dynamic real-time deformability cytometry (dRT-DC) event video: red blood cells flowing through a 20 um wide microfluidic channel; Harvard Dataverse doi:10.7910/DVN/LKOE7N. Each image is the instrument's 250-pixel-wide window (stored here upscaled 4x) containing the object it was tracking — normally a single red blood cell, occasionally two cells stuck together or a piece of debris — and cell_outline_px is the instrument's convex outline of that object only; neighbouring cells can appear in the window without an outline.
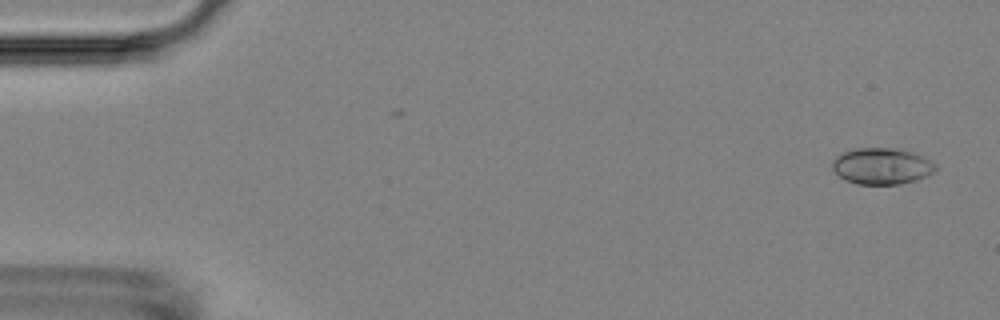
{"species": "Egyptian fruit bat (a non-hibernating species)", "species_latin": "Rousettus aegyptiacus", "temperature_condition": "room temperature", "stored_images_in_passage": 5, "camera_frame_rate_fps": 3000, "um_per_image_px": 0.085, "animal": {"sex": "female"}, "frame": {"image": 1, "passage_image": 1, "time_ms": 0.0, "image_size_px": [1000, 320], "cell_outline_px": [[936, 172], [928, 176], [916, 180], [900, 184], [856, 184], [844, 180], [832, 168], [832, 160], [836, 156], [844, 152], [856, 148], [888, 148], [912, 152], [936, 164]], "centroid_in_image_um": [74.94, 14.13], "position_along_channel_um": 10.1, "area_um2": 21.79}}
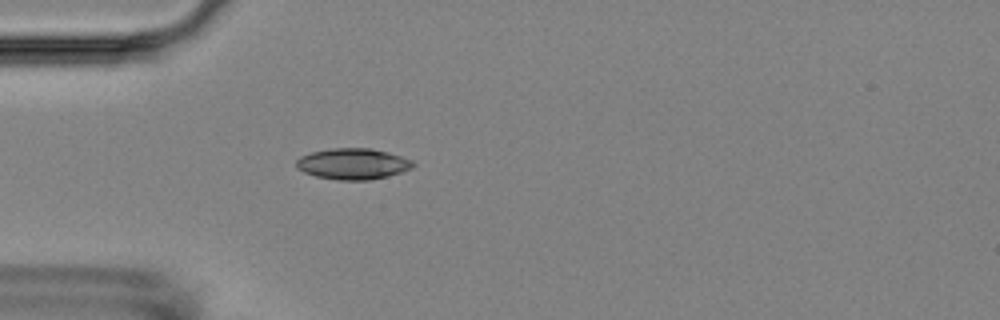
{"frame": {"image": 2, "passage_image": 5, "time_ms": 4.667, "image_size_px": [1000, 320], "cell_outline_px": [[416, 164], [412, 168], [388, 176], [368, 180], [336, 180], [316, 176], [304, 172], [296, 168], [296, 160], [300, 156], [312, 152], [332, 148], [368, 148], [388, 152], [412, 160]], "centroid_in_image_um": [29.98, 13.93], "position_along_channel_um": 55.0, "area_um2": 21.1}}